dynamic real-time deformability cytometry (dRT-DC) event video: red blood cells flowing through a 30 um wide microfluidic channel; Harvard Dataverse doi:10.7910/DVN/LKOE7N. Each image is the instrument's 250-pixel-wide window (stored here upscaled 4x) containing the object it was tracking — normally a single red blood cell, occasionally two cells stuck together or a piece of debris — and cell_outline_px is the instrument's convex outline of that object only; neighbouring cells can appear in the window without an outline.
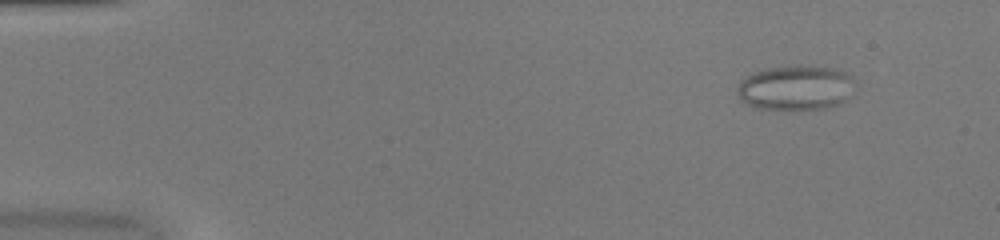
{"species": "common noctule bat (a hibernating species)", "species_latin": "Nyctalus noctula", "temperature_condition": "warm", "stored_images_in_passage": 50, "camera_frame_rate_fps": 3000, "um_per_image_px": 0.085, "animal": {"sex": "female", "body_mass_g": 20.0, "forearm_length_mm": 54.0}, "frame": {"image": 1, "passage_image": 5, "time_ms": 1.333, "image_size_px": [1000, 240], "cell_outline_px": [[856, 84], [844, 100], [840, 104], [824, 108], [756, 108], [740, 100], [736, 92], [736, 88], [740, 80], [764, 68], [796, 64], [816, 64], [832, 68], [844, 72], [852, 76], [856, 80]], "centroid_in_image_um": [67.64, 7.4], "position_along_channel_um": 17.4, "area_um2": 31.04}}
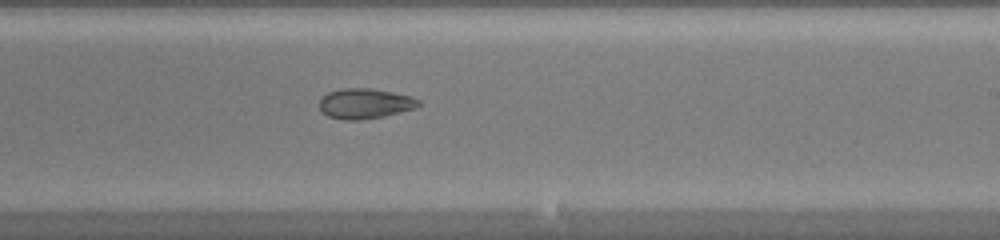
{"frame": {"image": 2, "passage_image": 31, "time_ms": 10.0, "image_size_px": [1000, 240], "cell_outline_px": [[420, 104], [416, 108], [384, 116], [360, 120], [344, 120], [328, 116], [320, 108], [320, 96], [328, 92], [340, 88], [368, 88], [392, 92], [412, 96], [420, 100]], "centroid_in_image_um": [31.02, 8.79], "position_along_channel_um": 258.0, "area_um2": 17.51}}
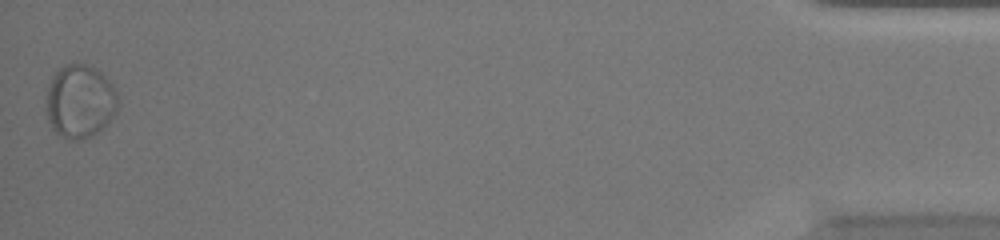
{"frame": {"image": 3, "passage_image": 50, "time_ms": 16.333, "image_size_px": [1000, 240], "cell_outline_px": [[120, 100], [116, 112], [96, 132], [80, 140], [72, 140], [56, 132], [52, 128], [48, 120], [48, 88], [52, 76], [64, 64], [84, 64], [96, 68], [112, 84]], "centroid_in_image_um": [6.81, 8.59], "position_along_channel_um": 428.4, "area_um2": 30.06}, "authors_computed_cell_mechanics": {"area_um2": 23.5535, "velocity_mm_per_s": 4.0905, "shape_relaxation_time_tau1_ms": null, "shape_relaxation_time_tau2_ms": 1.0794, "deformation_change_tau1": null, "deformation_change_tau2": 0.0631}}